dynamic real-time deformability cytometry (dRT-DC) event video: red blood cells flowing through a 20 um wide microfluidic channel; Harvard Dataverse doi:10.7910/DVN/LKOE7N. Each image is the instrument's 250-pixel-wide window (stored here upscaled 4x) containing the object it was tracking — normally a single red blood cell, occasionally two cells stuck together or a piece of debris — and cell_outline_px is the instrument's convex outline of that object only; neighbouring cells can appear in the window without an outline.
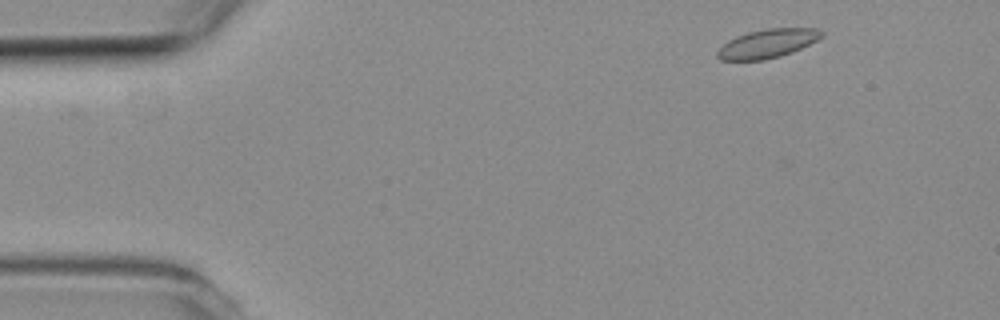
{"species": "common noctule bat (a hibernating species)", "species_latin": "Nyctalus noctula", "temperature_condition": "room temperature", "stored_images_in_passage": 2, "camera_frame_rate_fps": 3000, "um_per_image_px": 0.085, "animal": {"sex": "female", "body_mass_g": 19.3, "forearm_length_mm": 54.1}, "frame": {"image": 1, "passage_image": 1, "time_ms": 0.0, "image_size_px": [1000, 320], "cell_outline_px": [[824, 36], [792, 52], [780, 56], [764, 60], [720, 60], [716, 56], [716, 52], [728, 40], [736, 36], [748, 32], [764, 28], [816, 28], [824, 32]], "centroid_in_image_um": [65.22, 3.69], "position_along_channel_um": 19.8, "area_um2": 17.46}}